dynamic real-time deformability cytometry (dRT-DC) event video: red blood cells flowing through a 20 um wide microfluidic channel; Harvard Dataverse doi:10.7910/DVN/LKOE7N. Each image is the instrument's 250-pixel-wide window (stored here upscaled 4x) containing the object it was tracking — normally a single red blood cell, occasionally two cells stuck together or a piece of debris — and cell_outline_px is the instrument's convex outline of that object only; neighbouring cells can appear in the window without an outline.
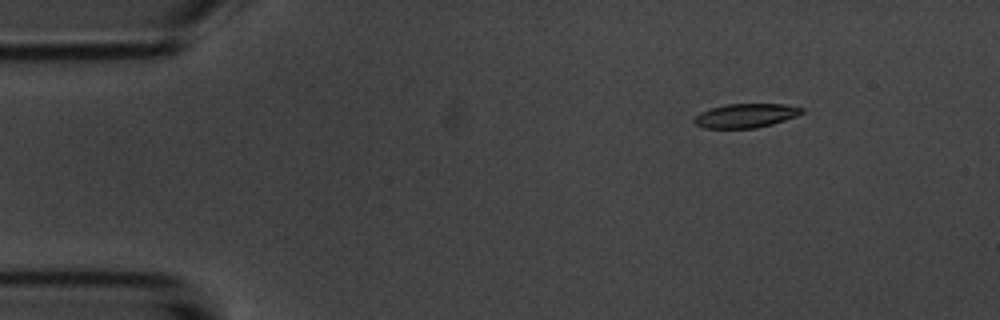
{"species": "common noctule bat (a hibernating species)", "species_latin": "Nyctalus noctula", "temperature_condition": "room temperature", "stored_images_in_passage": 9, "camera_frame_rate_fps": 3000, "um_per_image_px": 0.085, "animal": {"sex": "male", "body_mass_g": 20.1, "forearm_length_mm": 53.5}, "frame": {"image": 1, "passage_image": 1, "time_ms": 0.0, "image_size_px": [1000, 320], "cell_outline_px": [[804, 112], [796, 116], [772, 124], [756, 128], [704, 128], [692, 124], [692, 120], [700, 112], [724, 104], [784, 104], [804, 108]], "centroid_in_image_um": [63.35, 9.83], "position_along_channel_um": 21.6, "area_um2": 15.14}}
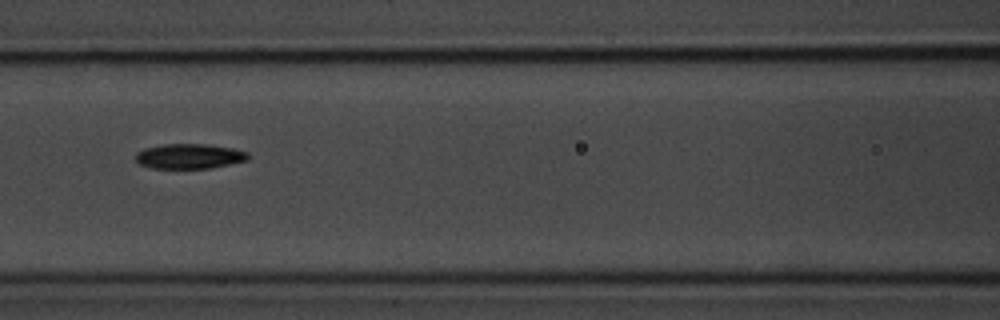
{"frame": {"image": 2, "passage_image": 6, "time_ms": 5.667, "image_size_px": [1000, 320], "cell_outline_px": [[248, 160], [208, 168], [152, 168], [140, 164], [136, 160], [136, 152], [144, 148], [164, 144], [204, 144], [232, 148], [248, 152]], "centroid_in_image_um": [16.07, 13.27], "position_along_channel_um": 150.5, "area_um2": 16.18}}
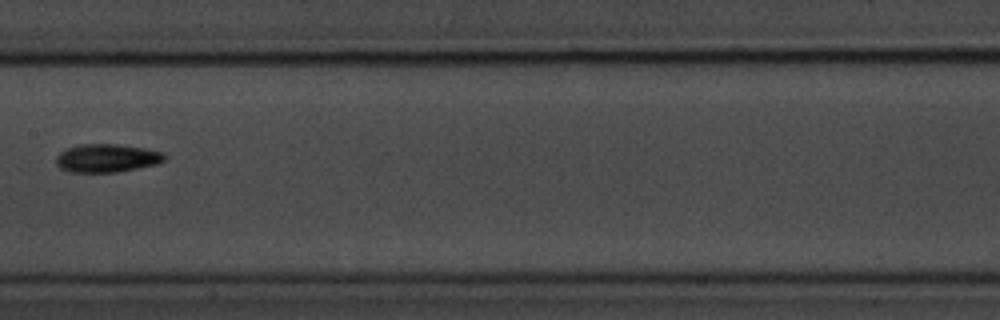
{"frame": {"image": 3, "passage_image": 7, "time_ms": 7.0, "image_size_px": [1000, 320], "cell_outline_px": [[164, 160], [156, 164], [116, 172], [68, 172], [60, 168], [56, 164], [56, 156], [60, 152], [76, 144], [116, 144], [144, 148], [160, 152], [164, 156]], "centroid_in_image_um": [9.01, 13.44], "position_along_channel_um": 198.4, "area_um2": 17.69}}